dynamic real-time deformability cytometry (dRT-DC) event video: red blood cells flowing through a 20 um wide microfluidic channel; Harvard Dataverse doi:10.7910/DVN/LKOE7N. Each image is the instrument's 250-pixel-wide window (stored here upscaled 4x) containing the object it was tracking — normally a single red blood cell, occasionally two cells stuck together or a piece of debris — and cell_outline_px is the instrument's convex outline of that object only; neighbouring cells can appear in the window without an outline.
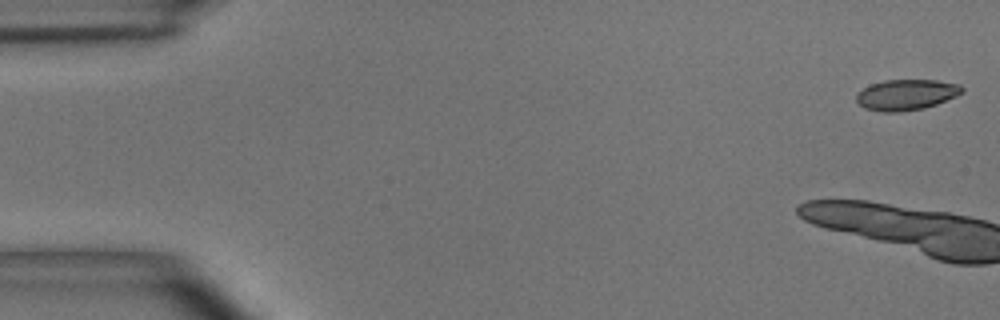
{"species": "common noctule bat (a hibernating species)", "species_latin": "Nyctalus noctula", "temperature_condition": "room temperature", "stored_images_in_passage": 17, "camera_frame_rate_fps": 3000, "um_per_image_px": 0.085, "animal": {"sex": "male", "body_mass_g": 15.6}, "frame": {"image": 1, "passage_image": 1, "time_ms": 0.0, "image_size_px": [1000, 320], "cell_outline_px": [[964, 92], [956, 96], [936, 104], [924, 108], [900, 112], [880, 112], [864, 108], [856, 100], [856, 92], [872, 84], [884, 80], [936, 80], [960, 84], [964, 88]], "centroid_in_image_um": [77.03, 8.05], "position_along_channel_um": 8.0, "area_um2": 19.02}}